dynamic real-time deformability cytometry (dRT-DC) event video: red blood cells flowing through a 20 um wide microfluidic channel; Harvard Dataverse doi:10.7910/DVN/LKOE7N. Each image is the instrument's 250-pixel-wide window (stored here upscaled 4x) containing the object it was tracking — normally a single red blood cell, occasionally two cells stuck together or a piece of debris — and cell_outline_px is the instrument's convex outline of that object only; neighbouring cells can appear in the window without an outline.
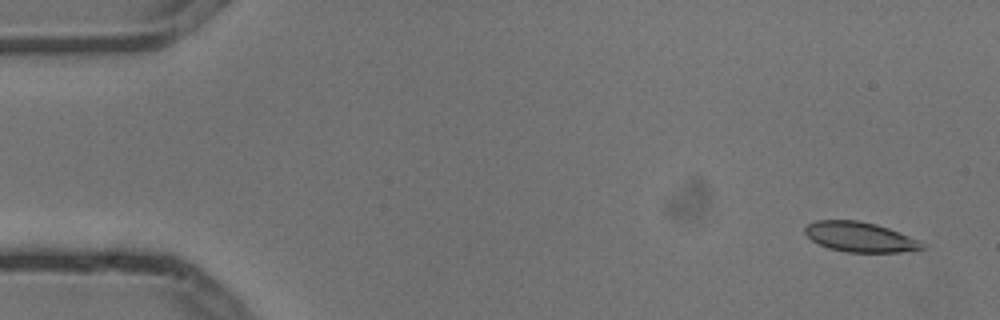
{"species": "common noctule bat (a hibernating species)", "species_latin": "Nyctalus noctula", "temperature_condition": "cold", "stored_images_in_passage": 6, "camera_frame_rate_fps": 3000, "um_per_image_px": 0.085, "animal": {"sex": "male", "body_mass_g": 13.3}, "frame": {"image": 1, "passage_image": 1, "time_ms": 0.0, "image_size_px": [1000, 320], "cell_outline_px": [[924, 248], [900, 252], [848, 252], [828, 248], [812, 240], [804, 232], [804, 228], [808, 224], [816, 220], [860, 220], [876, 224], [900, 232], [924, 244]], "centroid_in_image_um": [73.06, 20.13], "position_along_channel_um": 11.9, "area_um2": 20.23}}
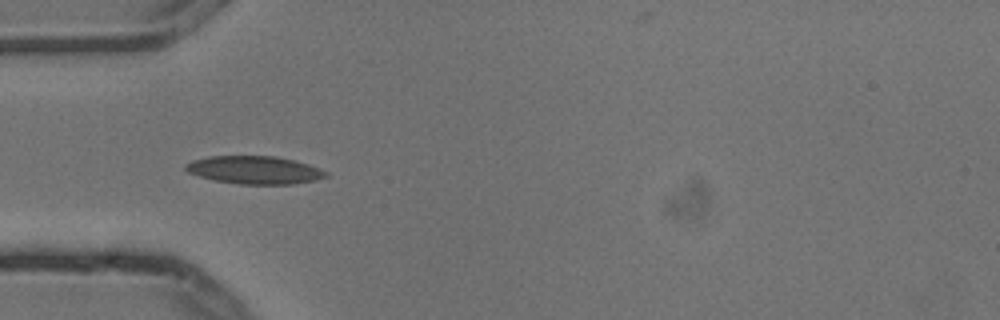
{"frame": {"image": 2, "passage_image": 5, "time_ms": 1.333, "image_size_px": [1000, 320], "cell_outline_px": [[328, 176], [316, 180], [292, 184], [236, 184], [212, 180], [188, 172], [184, 168], [184, 164], [192, 160], [208, 156], [272, 156], [292, 160], [308, 164], [328, 172]], "centroid_in_image_um": [21.6, 14.45], "position_along_channel_um": 63.4, "area_um2": 22.83}}
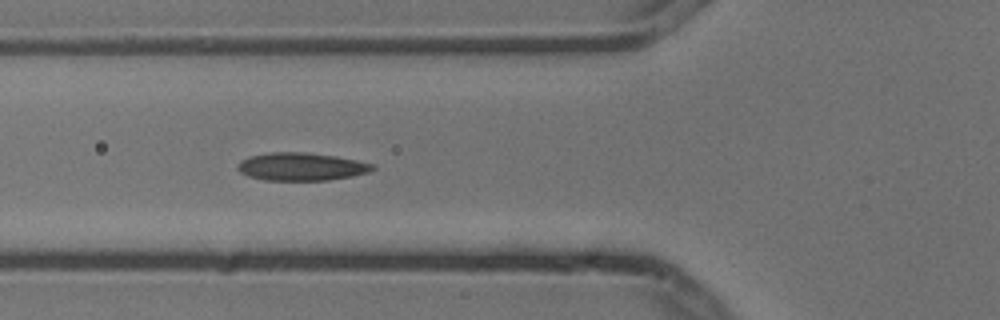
{"frame": {"image": 3, "passage_image": 6, "time_ms": 1.667, "image_size_px": [1000, 320], "cell_outline_px": [[376, 168], [368, 172], [352, 176], [328, 180], [264, 180], [248, 176], [240, 172], [236, 168], [244, 160], [252, 156], [272, 152], [304, 152], [336, 156], [356, 160], [372, 164]], "centroid_in_image_um": [25.63, 14.17], "position_along_channel_um": 100.2, "area_um2": 21.62}}